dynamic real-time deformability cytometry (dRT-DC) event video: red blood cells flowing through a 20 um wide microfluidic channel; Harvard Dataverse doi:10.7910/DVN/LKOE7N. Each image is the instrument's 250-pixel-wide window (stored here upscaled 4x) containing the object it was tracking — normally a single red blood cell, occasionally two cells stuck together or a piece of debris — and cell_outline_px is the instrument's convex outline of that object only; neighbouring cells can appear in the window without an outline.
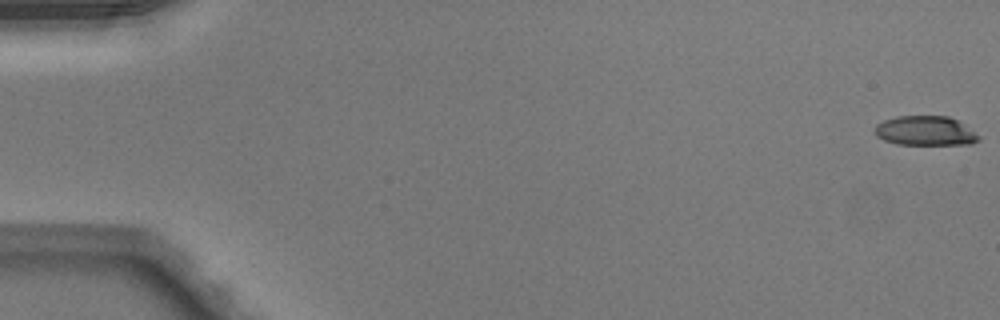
{"species": "Egyptian fruit bat (a non-hibernating species)", "species_latin": "Rousettus aegyptiacus", "temperature_condition": "warm", "stored_images_in_passage": 51, "camera_frame_rate_fps": 3000, "um_per_image_px": 0.085, "animal": {"sex": "male"}, "frame": {"image": 1, "passage_image": 1, "time_ms": 0.0, "image_size_px": [1000, 320], "cell_outline_px": [[980, 140], [972, 144], [896, 144], [884, 140], [876, 136], [876, 124], [884, 120], [896, 116], [948, 116], [956, 120], [980, 136]], "centroid_in_image_um": [78.64, 11.12], "position_along_channel_um": 6.4, "area_um2": 17.69}}
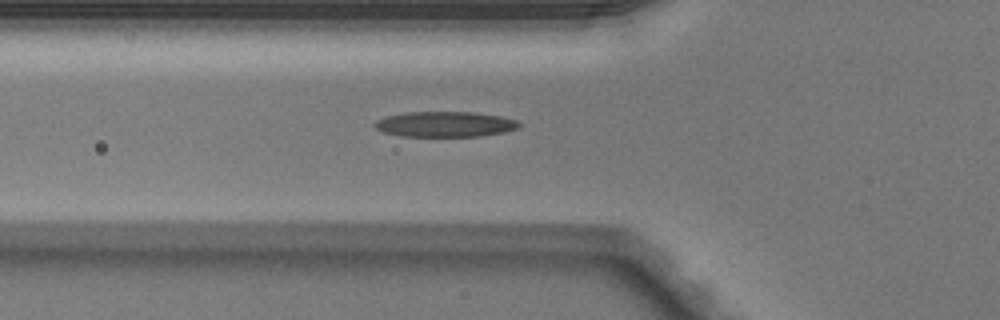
{"frame": {"image": 2, "passage_image": 19, "time_ms": 6.0, "image_size_px": [1000, 320], "cell_outline_px": [[520, 128], [504, 132], [480, 136], [400, 136], [384, 132], [376, 128], [372, 124], [376, 120], [388, 116], [404, 112], [472, 112], [500, 116], [516, 120], [520, 124]], "centroid_in_image_um": [37.82, 10.56], "position_along_channel_um": 88.0, "area_um2": 21.33}}
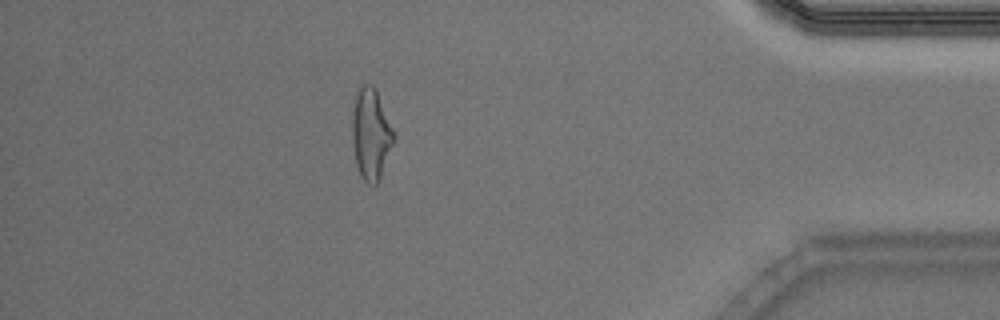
{"frame": {"image": 3, "passage_image": 45, "time_ms": 14.667, "image_size_px": [1000, 320], "cell_outline_px": [[396, 140], [380, 176], [376, 184], [368, 184], [360, 176], [356, 164], [352, 140], [352, 116], [356, 92], [360, 84], [372, 84], [376, 88], [396, 136]], "centroid_in_image_um": [31.54, 11.36], "position_along_channel_um": 403.7, "area_um2": 22.31}, "authors_computed_cell_mechanics": {"area_um2": 20.8658, "velocity_mm_per_s": 4.0937, "shape_relaxation_time_tau1_ms": 5.1346, "shape_relaxation_time_tau2_ms": 1.6872, "deformation_change_tau1": 0.2207, "deformation_change_tau2": 0.1226}}